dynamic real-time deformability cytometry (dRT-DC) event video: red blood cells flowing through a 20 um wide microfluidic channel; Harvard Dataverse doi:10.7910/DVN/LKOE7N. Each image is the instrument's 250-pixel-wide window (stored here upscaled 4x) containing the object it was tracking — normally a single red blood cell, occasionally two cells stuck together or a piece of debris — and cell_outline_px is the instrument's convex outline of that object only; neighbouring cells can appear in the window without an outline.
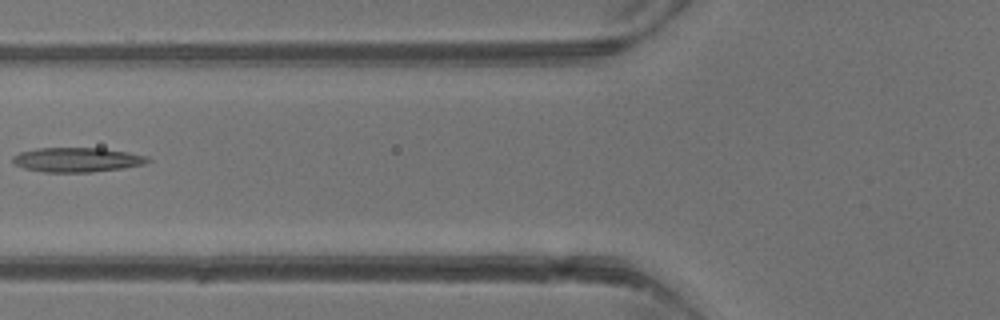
{"species": "common noctule bat (a hibernating species)", "species_latin": "Nyctalus noctula", "temperature_condition": "warm", "stored_images_in_passage": 4, "camera_frame_rate_fps": 3000, "um_per_image_px": 0.085, "animal": {"sex": "male", "body_mass_g": 13.3}, "frame": {"image": 1, "passage_image": 4, "time_ms": 4.333, "image_size_px": [1000, 320], "cell_outline_px": [[152, 160], [144, 164], [120, 168], [92, 172], [40, 172], [24, 168], [16, 164], [12, 160], [12, 156], [20, 152], [36, 148], [104, 148], [128, 152], [148, 156]], "centroid_in_image_um": [6.55, 13.57], "position_along_channel_um": 119.3, "area_um2": 19.31}}